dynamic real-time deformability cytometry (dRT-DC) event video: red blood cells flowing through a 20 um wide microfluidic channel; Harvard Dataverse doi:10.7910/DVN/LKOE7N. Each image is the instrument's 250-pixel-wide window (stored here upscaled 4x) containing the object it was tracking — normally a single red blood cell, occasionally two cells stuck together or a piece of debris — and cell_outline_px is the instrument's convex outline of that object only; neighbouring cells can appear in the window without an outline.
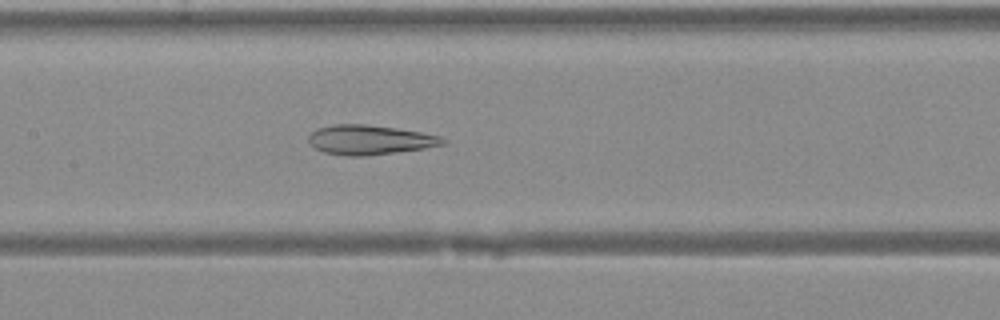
{"species": "Egyptian fruit bat (a non-hibernating species)", "species_latin": "Rousettus aegyptiacus", "temperature_condition": "warm", "stored_images_in_passage": 41, "camera_frame_rate_fps": 3000, "um_per_image_px": 0.085, "animal": {"sex": "female"}, "frame": {"image": 1, "passage_image": 19, "time_ms": 6.0, "image_size_px": [1000, 320], "cell_outline_px": [[448, 140], [444, 144], [424, 148], [396, 152], [364, 156], [348, 156], [324, 152], [316, 148], [308, 140], [308, 136], [312, 132], [320, 128], [336, 124], [364, 124], [396, 128], [420, 132], [440, 136]], "centroid_in_image_um": [31.45, 11.89], "position_along_channel_um": 176.0, "area_um2": 22.83}}
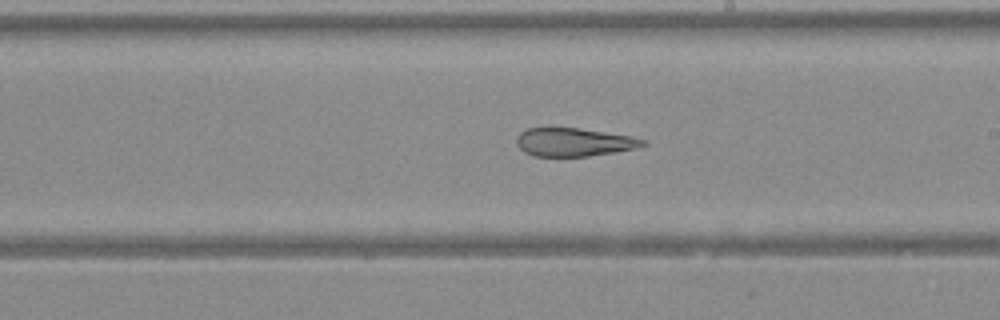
{"frame": {"image": 2, "passage_image": 23, "time_ms": 7.333, "image_size_px": [1000, 320], "cell_outline_px": [[648, 144], [636, 148], [588, 156], [532, 156], [524, 152], [516, 144], [516, 136], [520, 132], [528, 128], [580, 128], [632, 136], [644, 140]], "centroid_in_image_um": [48.75, 12.08], "position_along_channel_um": 240.2, "area_um2": 20.81}}
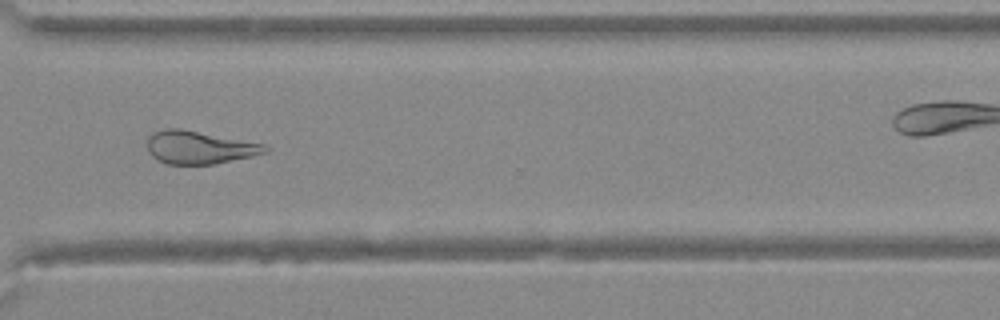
{"frame": {"image": 3, "passage_image": 30, "time_ms": 9.667, "image_size_px": [1000, 320], "cell_outline_px": [[268, 152], [252, 156], [216, 164], [168, 164], [156, 160], [148, 152], [148, 136], [156, 132], [168, 128], [180, 128], [264, 144], [268, 148]], "centroid_in_image_um": [16.93, 12.54], "position_along_channel_um": 353.7, "area_um2": 22.48}}